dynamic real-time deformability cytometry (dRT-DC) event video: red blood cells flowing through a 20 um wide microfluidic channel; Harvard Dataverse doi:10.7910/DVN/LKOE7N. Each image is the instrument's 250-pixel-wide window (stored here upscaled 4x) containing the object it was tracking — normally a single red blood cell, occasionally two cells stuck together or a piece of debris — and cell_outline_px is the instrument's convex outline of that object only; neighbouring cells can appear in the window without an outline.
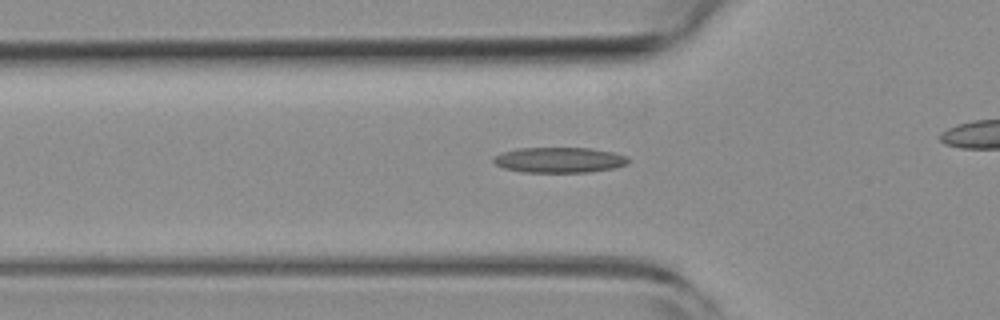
{"species": "common noctule bat (a hibernating species)", "species_latin": "Nyctalus noctula", "temperature_condition": "room temperature", "stored_images_in_passage": 36, "camera_frame_rate_fps": 3000, "um_per_image_px": 0.085, "animal": {"sex": "female", "body_mass_g": 19.3, "forearm_length_mm": 54.1}, "frame": {"image": 1, "passage_image": 11, "time_ms": 3.333, "image_size_px": [1000, 320], "cell_outline_px": [[628, 164], [616, 168], [588, 172], [524, 172], [504, 168], [496, 164], [492, 160], [492, 156], [516, 148], [592, 148], [612, 152], [628, 156]], "centroid_in_image_um": [47.55, 13.59], "position_along_channel_um": 78.2, "area_um2": 20.06}}
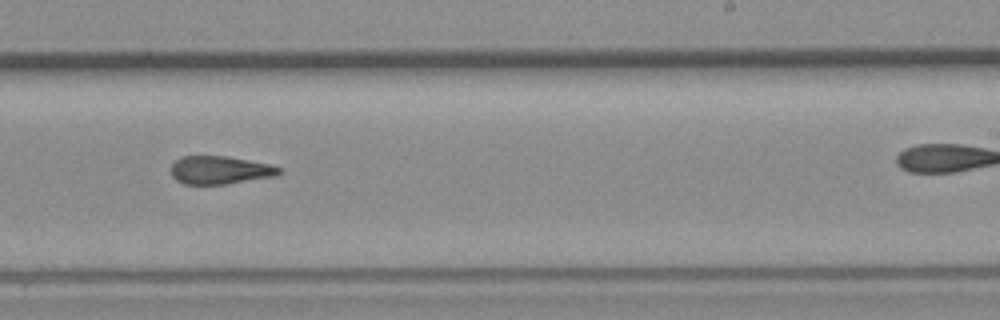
{"frame": {"image": 2, "passage_image": 26, "time_ms": 8.333, "image_size_px": [1000, 320], "cell_outline_px": [[284, 172], [276, 176], [228, 184], [184, 184], [176, 180], [172, 176], [172, 164], [180, 156], [228, 156], [268, 164], [280, 168]], "centroid_in_image_um": [18.71, 14.46], "position_along_channel_um": 270.3, "area_um2": 17.74}}
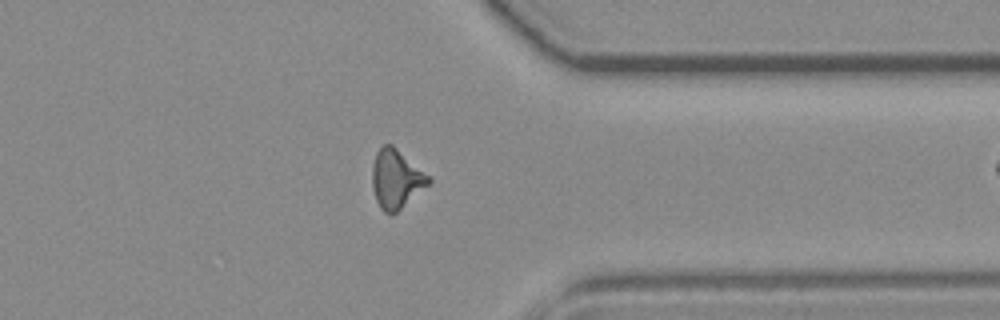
{"frame": {"image": 3, "passage_image": 35, "time_ms": 11.333, "image_size_px": [1000, 320], "cell_outline_px": [[432, 180], [428, 184], [392, 216], [384, 212], [380, 208], [376, 200], [372, 188], [372, 168], [376, 152], [384, 144], [392, 144], [432, 176]], "centroid_in_image_um": [33.68, 15.2], "position_along_channel_um": 377.7, "area_um2": 19.48}}